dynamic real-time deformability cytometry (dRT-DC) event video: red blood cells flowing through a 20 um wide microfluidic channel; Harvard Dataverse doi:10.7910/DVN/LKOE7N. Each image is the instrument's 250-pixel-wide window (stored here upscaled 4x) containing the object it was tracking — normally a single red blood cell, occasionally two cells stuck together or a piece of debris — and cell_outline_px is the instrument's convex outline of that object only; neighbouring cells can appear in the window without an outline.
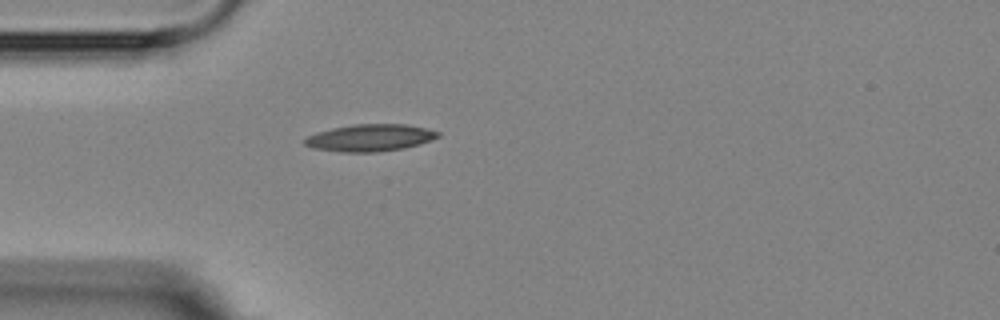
{"species": "Egyptian fruit bat (a non-hibernating species)", "species_latin": "Rousettus aegyptiacus", "temperature_condition": "room temperature", "stored_images_in_passage": 1, "camera_frame_rate_fps": 3000, "um_per_image_px": 0.085, "animal": {"sex": "female"}, "frame": {"image": 1, "passage_image": 1, "time_ms": 0.0, "image_size_px": [1000, 320], "cell_outline_px": [[440, 136], [420, 144], [404, 148], [376, 152], [340, 152], [312, 148], [304, 144], [304, 140], [308, 136], [316, 132], [332, 128], [352, 124], [408, 124], [440, 132]], "centroid_in_image_um": [31.44, 11.71], "position_along_channel_um": 53.6, "area_um2": 21.04}}